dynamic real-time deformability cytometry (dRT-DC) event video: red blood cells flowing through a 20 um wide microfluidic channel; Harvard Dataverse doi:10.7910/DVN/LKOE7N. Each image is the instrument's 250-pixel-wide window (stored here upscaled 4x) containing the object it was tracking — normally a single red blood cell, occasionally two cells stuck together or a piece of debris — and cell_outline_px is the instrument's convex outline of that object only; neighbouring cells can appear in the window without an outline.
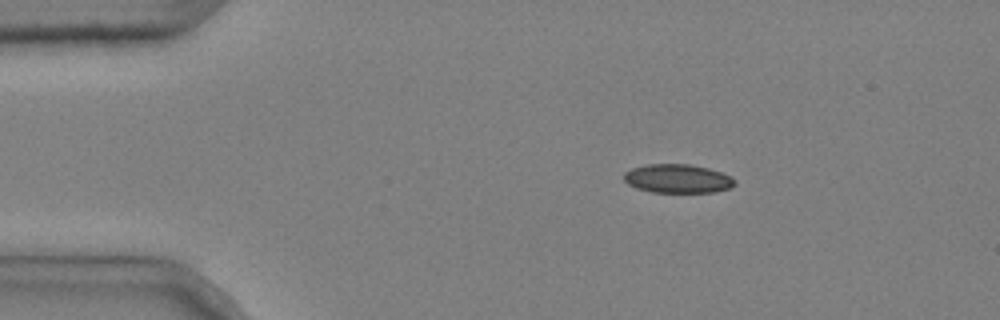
{"species": "common noctule bat (a hibernating species)", "species_latin": "Nyctalus noctula", "temperature_condition": "cold", "stored_images_in_passage": 4, "camera_frame_rate_fps": 3000, "um_per_image_px": 0.085, "animal": {"sex": "male", "body_mass_g": 20.4}, "frame": {"image": 1, "passage_image": 1, "time_ms": 0.0, "image_size_px": [1000, 320], "cell_outline_px": [[736, 184], [732, 188], [716, 192], [652, 192], [636, 188], [628, 184], [624, 180], [624, 172], [632, 168], [648, 164], [688, 164], [708, 168], [732, 176], [736, 180]], "centroid_in_image_um": [57.63, 15.19], "position_along_channel_um": 27.4, "area_um2": 18.73}}